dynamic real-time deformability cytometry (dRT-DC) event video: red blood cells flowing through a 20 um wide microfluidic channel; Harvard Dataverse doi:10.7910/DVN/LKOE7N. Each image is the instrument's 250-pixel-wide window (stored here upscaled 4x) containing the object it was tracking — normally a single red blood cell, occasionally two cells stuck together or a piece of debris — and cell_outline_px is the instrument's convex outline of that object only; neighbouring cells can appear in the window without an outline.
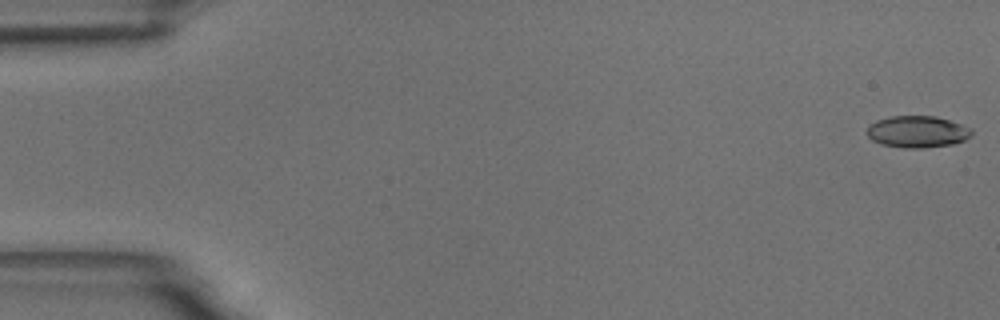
{"species": "common noctule bat (a hibernating species)", "species_latin": "Nyctalus noctula", "temperature_condition": "room temperature", "stored_images_in_passage": 56, "camera_frame_rate_fps": 3000, "um_per_image_px": 0.085, "animal": {"sex": "male", "body_mass_g": 18.8}, "frame": {"image": 1, "passage_image": 1, "time_ms": 0.0, "image_size_px": [1000, 320], "cell_outline_px": [[972, 136], [964, 140], [952, 144], [920, 148], [904, 148], [880, 144], [872, 140], [868, 136], [868, 128], [876, 120], [892, 116], [936, 116], [972, 128]], "centroid_in_image_um": [77.99, 11.2], "position_along_channel_um": 7.0, "area_um2": 19.25}}
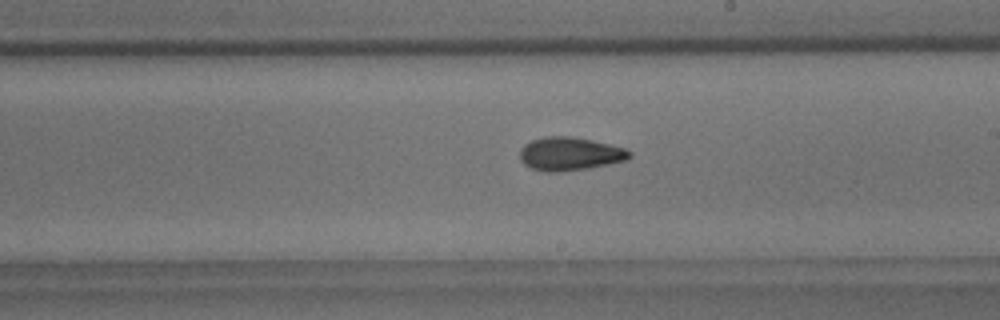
{"frame": {"image": 2, "passage_image": 32, "time_ms": 10.333, "image_size_px": [1000, 320], "cell_outline_px": [[632, 156], [628, 160], [588, 168], [560, 172], [544, 172], [532, 168], [524, 164], [520, 160], [520, 148], [524, 144], [532, 140], [544, 136], [568, 136], [592, 140], [624, 148], [632, 152]], "centroid_in_image_um": [48.42, 13.08], "position_along_channel_um": 240.6, "area_um2": 21.39}}
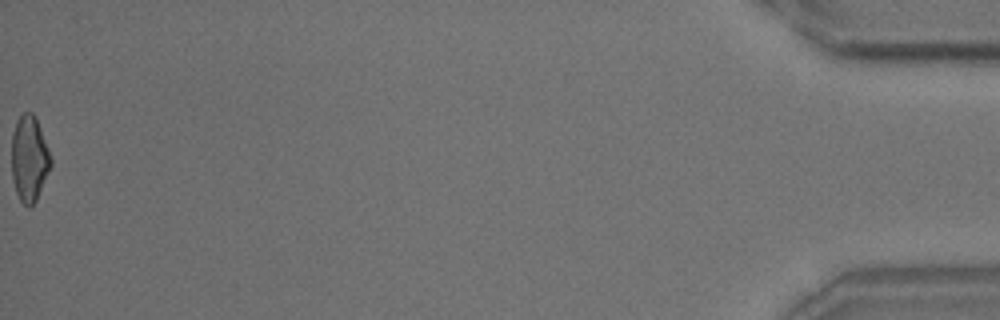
{"frame": {"image": 3, "passage_image": 56, "time_ms": 18.333, "image_size_px": [1000, 320], "cell_outline_px": [[52, 164], [36, 200], [28, 208], [20, 200], [16, 192], [12, 180], [12, 132], [16, 120], [24, 112], [32, 112], [36, 116], [48, 148], [52, 160]], "centroid_in_image_um": [2.48, 13.46], "position_along_channel_um": 432.7, "area_um2": 19.65}, "authors_computed_cell_mechanics": {"area_um2": 19.9699, "velocity_mm_per_s": 3.6617, "shape_relaxation_time_tau1_ms": null, "shape_relaxation_time_tau2_ms": 3.7538, "deformation_change_tau1": null, "deformation_change_tau2": 0.1021}}